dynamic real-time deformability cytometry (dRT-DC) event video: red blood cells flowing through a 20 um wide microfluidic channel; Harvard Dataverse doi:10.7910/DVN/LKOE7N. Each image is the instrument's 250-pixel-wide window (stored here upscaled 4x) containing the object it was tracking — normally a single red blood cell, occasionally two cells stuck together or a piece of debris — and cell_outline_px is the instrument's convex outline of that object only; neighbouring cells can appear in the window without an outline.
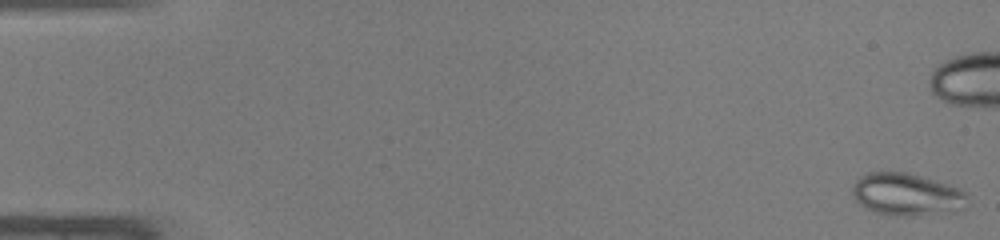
{"species": "common noctule bat (a hibernating species)", "species_latin": "Nyctalus noctula", "temperature_condition": "warm", "stored_images_in_passage": 48, "camera_frame_rate_fps": 3000, "um_per_image_px": 0.085, "animal": {"sex": "male", "body_mass_g": 19.0, "forearm_length_mm": 50.8}, "frame": {"image": 1, "passage_image": 1, "time_ms": 0.0, "image_size_px": [1000, 240], "cell_outline_px": [[968, 196], [964, 208], [952, 212], [916, 216], [904, 216], [876, 212], [860, 204], [856, 200], [852, 192], [852, 184], [860, 176], [868, 172], [908, 172], [948, 184], [960, 188], [968, 192]], "centroid_in_image_um": [77.11, 16.52], "position_along_channel_um": 7.9, "area_um2": 28.55}}
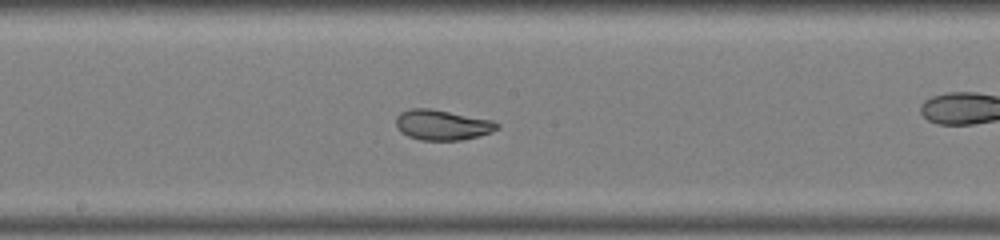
{"frame": {"image": 2, "passage_image": 26, "time_ms": 8.333, "image_size_px": [1000, 240], "cell_outline_px": [[500, 128], [492, 132], [460, 140], [420, 140], [408, 136], [400, 132], [396, 128], [396, 116], [400, 112], [412, 108], [428, 108], [492, 120], [500, 124]], "centroid_in_image_um": [37.56, 10.62], "position_along_channel_um": 210.6, "area_um2": 17.8}}
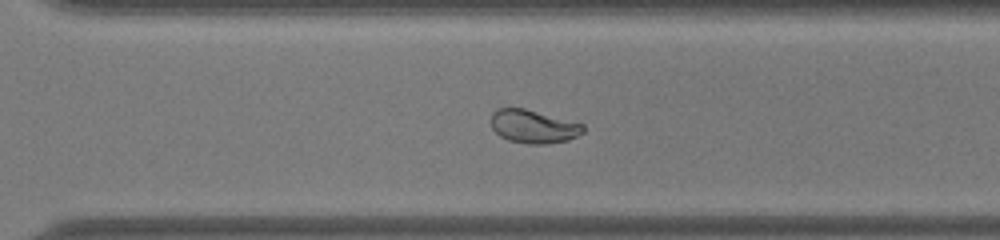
{"frame": {"image": 3, "passage_image": 34, "time_ms": 11.0, "image_size_px": [1000, 240], "cell_outline_px": [[584, 132], [568, 140], [548, 144], [528, 144], [508, 140], [500, 136], [492, 128], [492, 112], [496, 108], [524, 108], [584, 124]], "centroid_in_image_um": [45.34, 10.75], "position_along_channel_um": 325.3, "area_um2": 17.86}, "authors_computed_cell_mechanics": {"area_um2": 22.4842, "velocity_mm_per_s": 4.3046, "shape_relaxation_time_tau1_ms": 10.894, "shape_relaxation_time_tau2_ms": 1.0417, "deformation_change_tau1": 0.3129, "deformation_change_tau2": 0.0474}}